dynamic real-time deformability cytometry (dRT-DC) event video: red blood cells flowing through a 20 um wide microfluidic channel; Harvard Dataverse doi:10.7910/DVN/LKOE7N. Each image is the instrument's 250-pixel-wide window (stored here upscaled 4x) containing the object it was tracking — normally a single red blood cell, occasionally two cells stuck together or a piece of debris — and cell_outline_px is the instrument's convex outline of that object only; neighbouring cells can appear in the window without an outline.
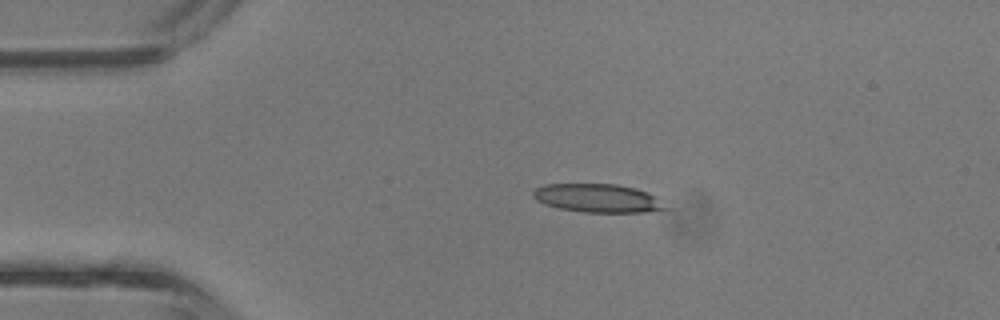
{"species": "common noctule bat (a hibernating species)", "species_latin": "Nyctalus noctula", "temperature_condition": "room temperature", "stored_images_in_passage": 34, "camera_frame_rate_fps": 3000, "um_per_image_px": 0.085, "animal": {"sex": "male", "body_mass_g": 13.3}, "frame": {"image": 1, "passage_image": 1, "time_ms": 0.0, "image_size_px": [1000, 320], "cell_outline_px": [[672, 208], [644, 212], [584, 212], [556, 208], [544, 204], [536, 200], [532, 196], [532, 192], [536, 188], [544, 184], [616, 184], [636, 188], [648, 192], [656, 196]], "centroid_in_image_um": [50.83, 16.84], "position_along_channel_um": 34.2, "area_um2": 22.25}}
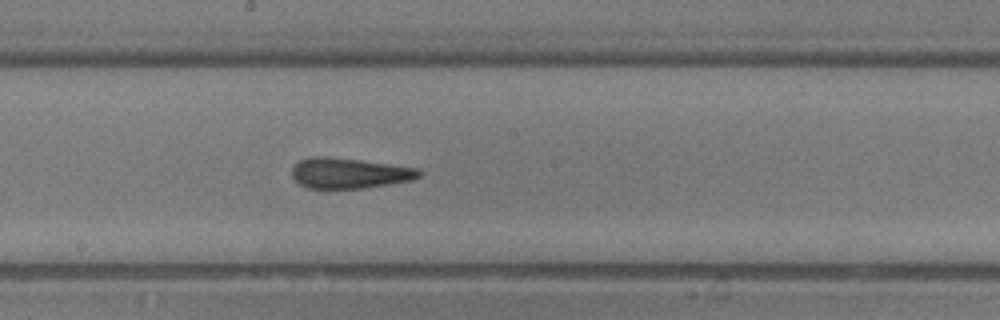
{"frame": {"image": 2, "passage_image": 15, "time_ms": 4.667, "image_size_px": [1000, 320], "cell_outline_px": [[420, 176], [412, 180], [364, 188], [308, 188], [300, 184], [292, 176], [292, 168], [300, 160], [312, 156], [324, 156], [360, 160], [420, 168]], "centroid_in_image_um": [29.69, 14.71], "position_along_channel_um": 218.5, "area_um2": 22.43}}
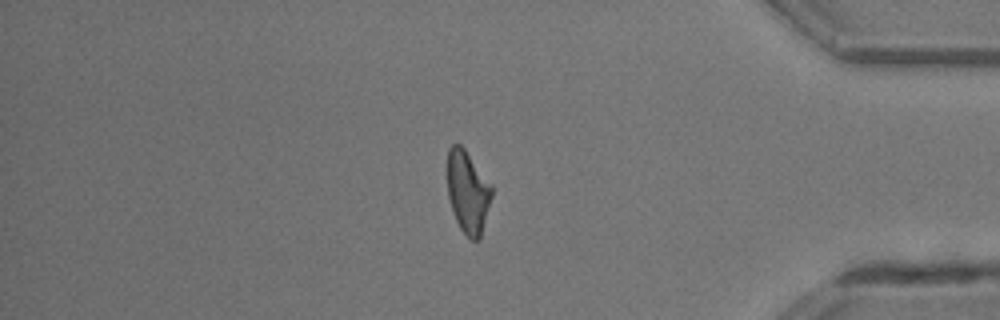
{"frame": {"image": 3, "passage_image": 28, "time_ms": 9.0, "image_size_px": [1000, 320], "cell_outline_px": [[492, 196], [480, 240], [472, 240], [460, 228], [456, 220], [448, 196], [448, 148], [452, 144], [460, 144], [464, 148], [492, 184]], "centroid_in_image_um": [39.78, 16.31], "position_along_channel_um": 395.4, "area_um2": 21.21}, "authors_computed_cell_mechanics": {"area_um2": 22.2819, "velocity_mm_per_s": 4.8397, "shape_relaxation_time_tau1_ms": 5.4483, "shape_relaxation_time_tau2_ms": 1.8023, "deformation_change_tau1": 0.2046, "deformation_change_tau2": 0.142}}